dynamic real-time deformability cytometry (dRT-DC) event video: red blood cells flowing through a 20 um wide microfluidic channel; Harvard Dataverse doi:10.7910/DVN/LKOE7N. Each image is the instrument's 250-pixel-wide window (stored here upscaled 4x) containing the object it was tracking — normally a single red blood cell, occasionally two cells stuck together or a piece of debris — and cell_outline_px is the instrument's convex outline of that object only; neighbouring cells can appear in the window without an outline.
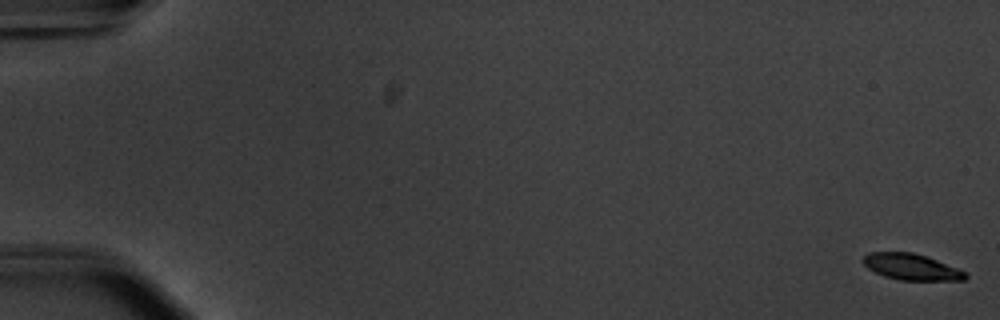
{"species": "common noctule bat (a hibernating species)", "species_latin": "Nyctalus noctula", "temperature_condition": "warm", "stored_images_in_passage": 57, "camera_frame_rate_fps": 3000, "um_per_image_px": 0.085, "animal": {"sex": "male", "body_mass_g": 20.1, "forearm_length_mm": 53.5}, "frame": {"image": 1, "passage_image": 1, "time_ms": 0.0, "image_size_px": [1000, 320], "cell_outline_px": [[968, 276], [964, 280], [900, 280], [884, 276], [868, 268], [860, 260], [868, 252], [912, 252], [960, 268], [968, 272]], "centroid_in_image_um": [77.48, 22.69], "position_along_channel_um": 7.5, "area_um2": 15.66}}
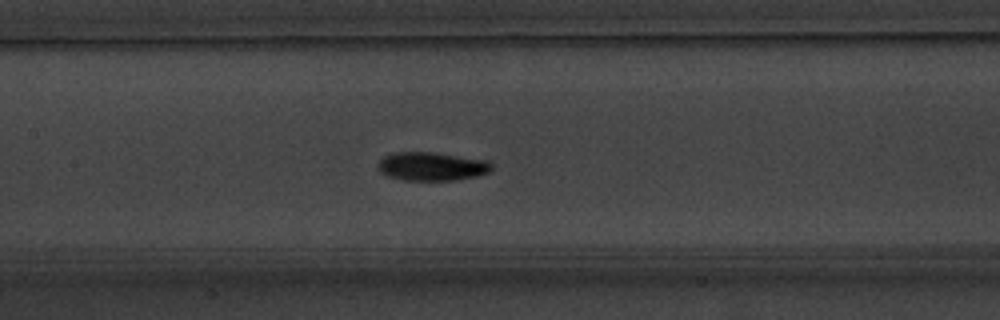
{"frame": {"image": 2, "passage_image": 28, "time_ms": 9.0, "image_size_px": [1000, 320], "cell_outline_px": [[492, 168], [488, 172], [476, 176], [456, 180], [404, 180], [388, 176], [380, 172], [376, 168], [376, 164], [384, 156], [396, 152], [432, 152], [488, 160], [492, 164]], "centroid_in_image_um": [36.67, 14.14], "position_along_channel_um": 170.7, "area_um2": 18.96}}
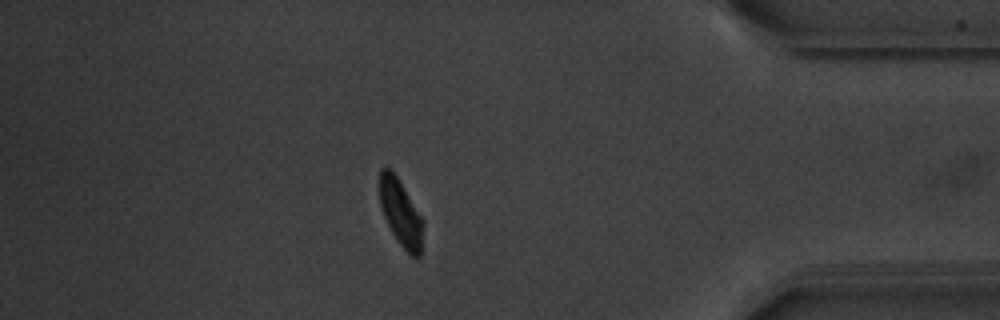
{"frame": {"image": 3, "passage_image": 49, "time_ms": 16.0, "image_size_px": [1000, 320], "cell_outline_px": [[424, 224], [420, 256], [412, 256], [400, 244], [392, 232], [384, 216], [380, 204], [380, 168], [388, 168], [396, 176], [424, 220]], "centroid_in_image_um": [34.08, 18.11], "position_along_channel_um": 401.1, "area_um2": 16.47}, "authors_computed_cell_mechanics": {"area_um2": 17.6868, "velocity_mm_per_s": 3.7346, "shape_relaxation_time_tau1_ms": 3.9478, "shape_relaxation_time_tau2_ms": 5.3408, "deformation_change_tau1": 0.1997, "deformation_change_tau2": 0.0837}}